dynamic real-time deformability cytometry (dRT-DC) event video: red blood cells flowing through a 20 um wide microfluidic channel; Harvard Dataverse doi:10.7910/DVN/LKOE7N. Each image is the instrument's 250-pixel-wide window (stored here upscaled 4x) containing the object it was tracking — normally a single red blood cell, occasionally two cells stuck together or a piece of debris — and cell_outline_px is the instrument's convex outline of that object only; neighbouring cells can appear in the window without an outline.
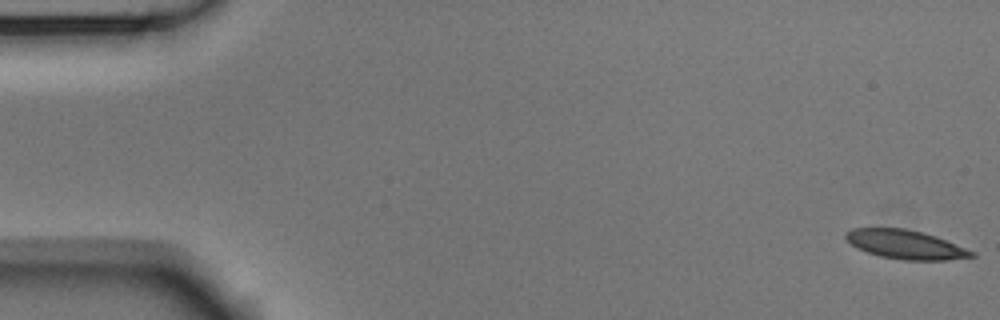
{"species": "Egyptian fruit bat (a non-hibernating species)", "species_latin": "Rousettus aegyptiacus", "temperature_condition": "room temperature", "stored_images_in_passage": 55, "camera_frame_rate_fps": 3000, "um_per_image_px": 0.085, "animal": {"sex": "male"}, "frame": {"image": 1, "passage_image": 1, "time_ms": 0.0, "image_size_px": [1000, 320], "cell_outline_px": [[976, 256], [944, 260], [900, 260], [880, 256], [856, 248], [844, 236], [844, 232], [852, 228], [904, 228], [924, 232], [936, 236], [976, 252]], "centroid_in_image_um": [76.96, 20.78], "position_along_channel_um": 8.0, "area_um2": 21.27}}
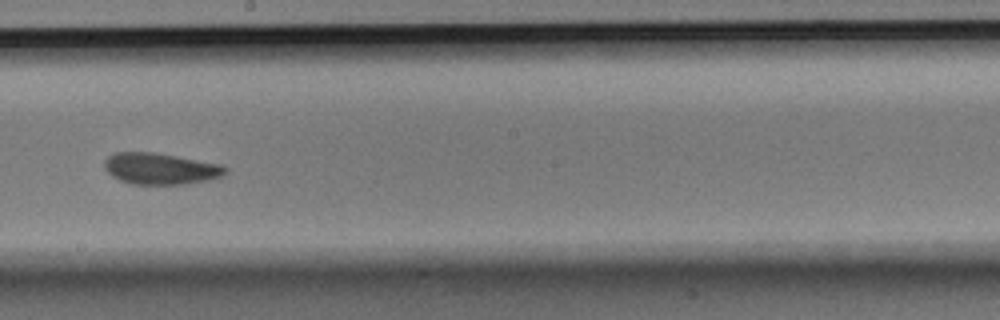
{"frame": {"image": 2, "passage_image": 31, "time_ms": 10.0, "image_size_px": [1000, 320], "cell_outline_px": [[228, 172], [220, 176], [208, 180], [184, 184], [132, 184], [120, 180], [112, 176], [104, 168], [104, 160], [108, 156], [116, 152], [156, 152], [224, 164], [228, 168]], "centroid_in_image_um": [13.67, 14.32], "position_along_channel_um": 234.5, "area_um2": 22.37}}
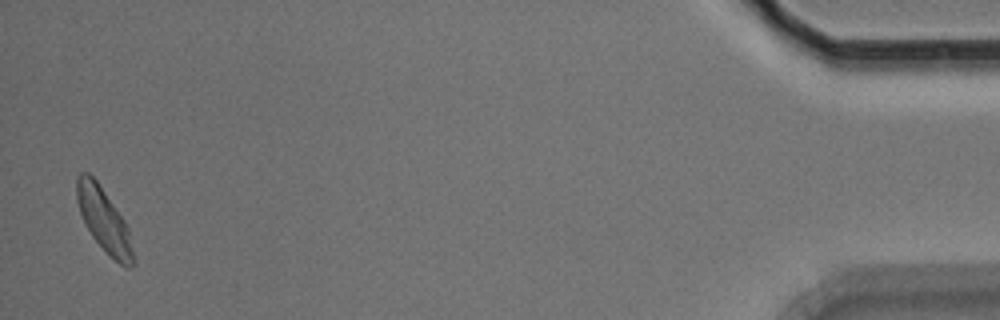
{"frame": {"image": 3, "passage_image": 54, "time_ms": 17.667, "image_size_px": [1000, 320], "cell_outline_px": [[132, 268], [124, 268], [92, 236], [84, 224], [76, 200], [76, 176], [80, 172], [88, 172], [96, 180], [124, 220], [128, 228], [132, 252]], "centroid_in_image_um": [8.78, 18.65], "position_along_channel_um": 426.4, "area_um2": 20.29}, "authors_computed_cell_mechanics": {"area_um2": 21.7328, "velocity_mm_per_s": 3.6549, "shape_relaxation_time_tau1_ms": 2.9095, "shape_relaxation_time_tau2_ms": 2.2252, "deformation_change_tau1": 0.1217, "deformation_change_tau2": 0.0762}}